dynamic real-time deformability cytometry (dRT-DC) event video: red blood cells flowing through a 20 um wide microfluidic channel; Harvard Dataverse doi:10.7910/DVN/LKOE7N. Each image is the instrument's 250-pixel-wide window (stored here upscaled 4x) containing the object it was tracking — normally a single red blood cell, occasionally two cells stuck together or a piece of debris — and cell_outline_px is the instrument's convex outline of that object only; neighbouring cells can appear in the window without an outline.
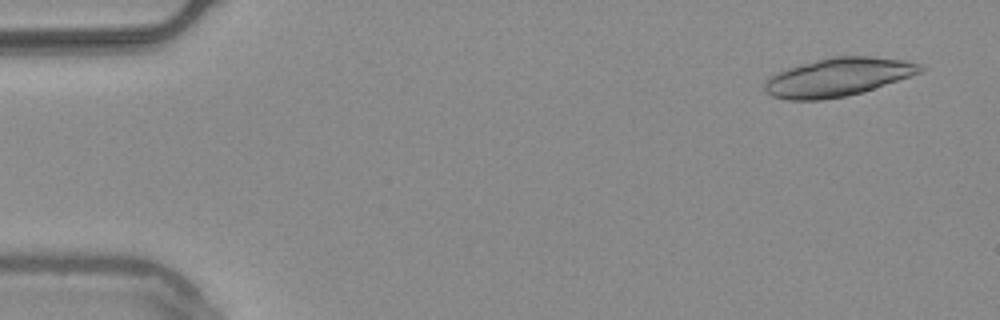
{"species": "common noctule bat (a hibernating species)", "species_latin": "Nyctalus noctula", "temperature_condition": "warm", "stored_images_in_passage": 53, "segment_of_instrument_passage": [1, 2], "camera_frame_rate_fps": 3000, "um_per_image_px": 0.085, "animal": {"sex": "male", "body_mass_g": 20.4}, "frame": {"image": 1, "passage_image": 3, "time_ms": 0.667, "image_size_px": [1000, 320], "cell_outline_px": [[924, 68], [920, 72], [864, 92], [844, 96], [820, 100], [788, 100], [772, 96], [764, 92], [764, 80], [776, 72], [800, 64], [832, 56], [868, 56], [904, 60], [920, 64]], "centroid_in_image_um": [71.16, 6.56], "position_along_channel_um": 13.8, "area_um2": 34.68}}